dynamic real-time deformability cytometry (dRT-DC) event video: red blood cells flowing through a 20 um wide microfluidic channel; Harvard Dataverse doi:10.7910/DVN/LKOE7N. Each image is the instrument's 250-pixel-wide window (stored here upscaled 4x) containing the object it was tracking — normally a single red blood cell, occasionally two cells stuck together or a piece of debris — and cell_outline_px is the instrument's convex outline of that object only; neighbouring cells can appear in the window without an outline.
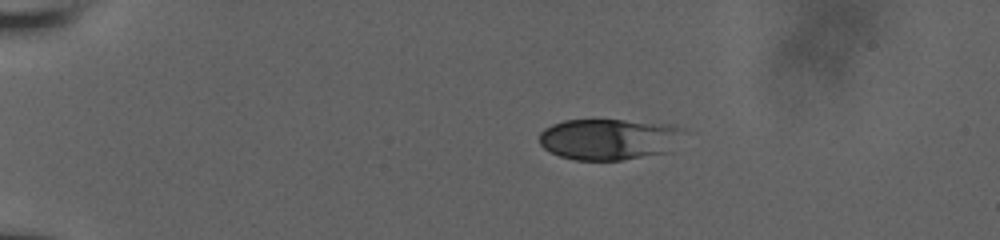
{"species": "human", "species_latin": "Homo sapiens", "temperature_condition": "room temperature", "stored_images_in_passage": 44, "camera_frame_rate_fps": 3000, "um_per_image_px": 0.085, "donor": {"sex": "male"}, "frame": {"image": 1, "passage_image": 1, "time_ms": 0.0, "image_size_px": [1000, 240], "cell_outline_px": [[680, 128], [664, 152], [620, 160], [576, 160], [560, 156], [544, 148], [540, 144], [540, 132], [544, 128], [552, 124], [564, 120], [624, 120], [672, 124]], "centroid_in_image_um": [51.57, 11.81], "position_along_channel_um": 33.4, "area_um2": 33.47}}
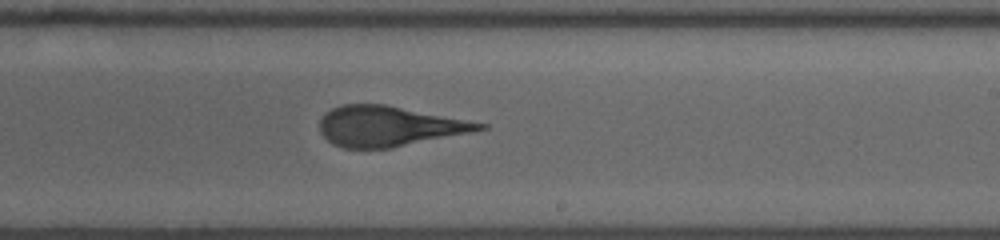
{"frame": {"image": 2, "passage_image": 24, "time_ms": 7.667, "image_size_px": [1000, 240], "cell_outline_px": [[488, 128], [392, 148], [344, 148], [332, 144], [320, 132], [320, 120], [324, 112], [340, 104], [384, 104], [488, 124]], "centroid_in_image_um": [32.99, 10.72], "position_along_channel_um": 256.0, "area_um2": 37.11}}
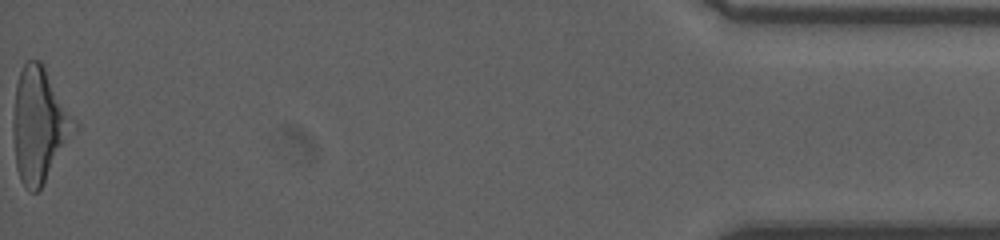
{"frame": {"image": 3, "passage_image": 44, "time_ms": 14.333, "image_size_px": [1000, 240], "cell_outline_px": [[80, 128], [40, 188], [36, 192], [28, 192], [24, 188], [20, 180], [16, 168], [12, 136], [12, 124], [16, 84], [20, 72], [24, 64], [28, 60], [40, 60], [44, 64], [80, 124]], "centroid_in_image_um": [3.38, 10.63], "position_along_channel_um": 431.8, "area_um2": 42.02}, "authors_computed_cell_mechanics": {"area_um2": 37.5411, "velocity_mm_per_s": 3.949, "shape_relaxation_time_tau1_ms": 5.7543, "shape_relaxation_time_tau2_ms": 0.9307, "deformation_change_tau1": 0.2129, "deformation_change_tau2": 0.1151}}